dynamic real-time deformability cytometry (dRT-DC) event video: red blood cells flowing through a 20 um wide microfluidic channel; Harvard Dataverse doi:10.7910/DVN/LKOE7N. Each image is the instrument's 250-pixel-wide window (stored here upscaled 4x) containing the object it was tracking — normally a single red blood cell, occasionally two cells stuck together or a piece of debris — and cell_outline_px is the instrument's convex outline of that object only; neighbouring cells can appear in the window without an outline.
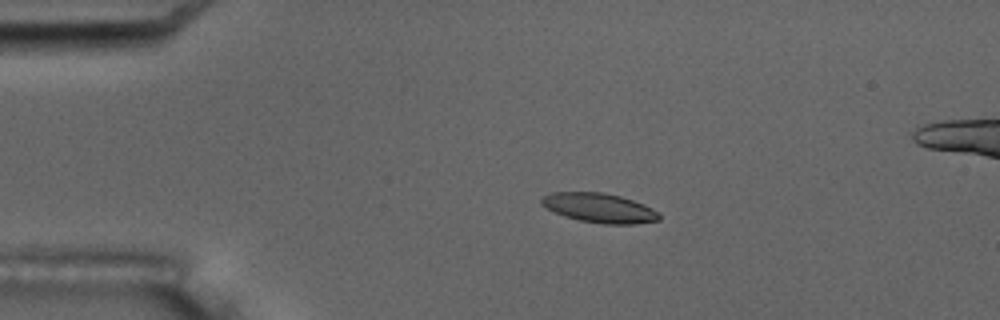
{"species": "common noctule bat (a hibernating species)", "species_latin": "Nyctalus noctula", "temperature_condition": "room temperature", "stored_images_in_passage": 9, "camera_frame_rate_fps": 3000, "um_per_image_px": 0.085, "animal": {"sex": "male", "body_mass_g": 17.5, "forearm_length_mm": 52.3}, "frame": {"image": 1, "passage_image": 2, "time_ms": 1.0, "image_size_px": [1000, 320], "cell_outline_px": [[660, 220], [636, 224], [604, 224], [580, 220], [564, 216], [540, 204], [540, 200], [544, 196], [552, 192], [604, 192], [620, 196], [644, 204], [652, 208], [660, 216]], "centroid_in_image_um": [50.95, 17.67], "position_along_channel_um": 34.0, "area_um2": 20.06}}
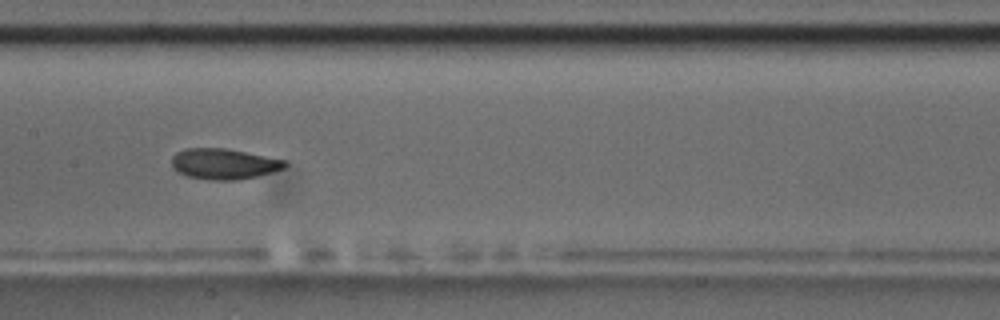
{"frame": {"image": 2, "passage_image": 7, "time_ms": 6.667, "image_size_px": [1000, 320], "cell_outline_px": [[288, 164], [284, 168], [272, 172], [256, 176], [236, 180], [212, 180], [188, 176], [176, 172], [172, 168], [172, 156], [176, 152], [184, 148], [224, 148], [284, 160]], "centroid_in_image_um": [18.97, 13.93], "position_along_channel_um": 188.4, "area_um2": 20.11}}